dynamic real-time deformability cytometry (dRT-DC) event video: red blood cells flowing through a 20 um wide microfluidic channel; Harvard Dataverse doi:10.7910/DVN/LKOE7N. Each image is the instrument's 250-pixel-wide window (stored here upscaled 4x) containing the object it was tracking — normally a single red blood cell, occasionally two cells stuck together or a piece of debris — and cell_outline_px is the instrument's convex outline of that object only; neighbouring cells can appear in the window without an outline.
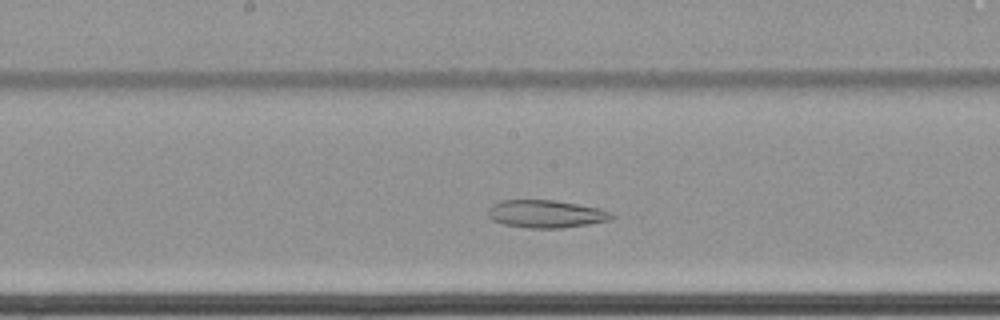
{"species": "common noctule bat (a hibernating species)", "species_latin": "Nyctalus noctula", "temperature_condition": "cold", "stored_images_in_passage": 54, "camera_frame_rate_fps": 3000, "um_per_image_px": 0.085, "animal": {"sex": "female", "body_mass_g": 22.7, "forearm_length_mm": 54.2}, "frame": {"image": 1, "passage_image": 26, "time_ms": 8.333, "image_size_px": [1000, 320], "cell_outline_px": [[616, 216], [608, 220], [588, 224], [560, 228], [528, 228], [504, 224], [492, 220], [488, 216], [488, 208], [492, 204], [500, 200], [552, 200], [600, 208], [612, 212]], "centroid_in_image_um": [46.39, 18.18], "position_along_channel_um": 201.8, "area_um2": 19.94}}
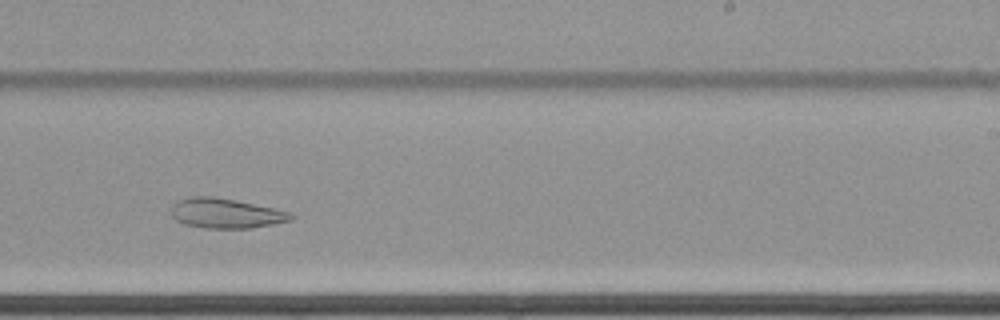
{"frame": {"image": 2, "passage_image": 32, "time_ms": 10.333, "image_size_px": [1000, 320], "cell_outline_px": [[296, 216], [292, 220], [252, 228], [204, 228], [184, 224], [176, 220], [172, 216], [172, 208], [180, 200], [192, 196], [212, 196], [292, 212]], "centroid_in_image_um": [19.22, 18.15], "position_along_channel_um": 269.8, "area_um2": 20.52}}
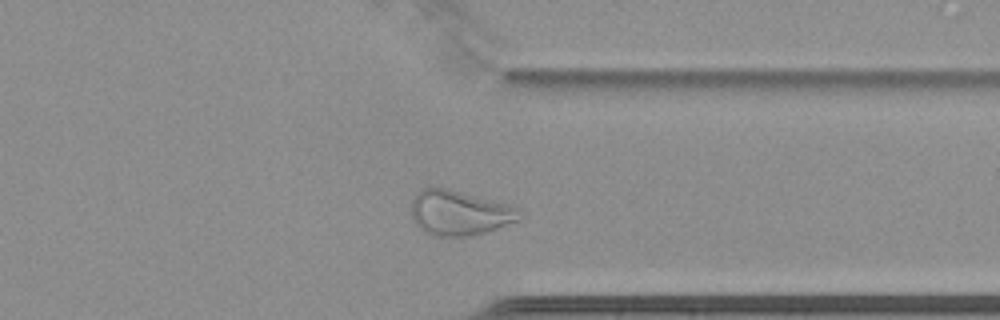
{"frame": {"image": 3, "passage_image": 41, "time_ms": 13.333, "image_size_px": [1000, 320], "cell_outline_px": [[524, 216], [520, 220], [472, 236], [432, 236], [424, 232], [412, 220], [412, 200], [416, 192], [424, 188], [448, 188], [508, 204], [520, 208]], "centroid_in_image_um": [39.07, 18.1], "position_along_channel_um": 372.3, "area_um2": 28.5}}